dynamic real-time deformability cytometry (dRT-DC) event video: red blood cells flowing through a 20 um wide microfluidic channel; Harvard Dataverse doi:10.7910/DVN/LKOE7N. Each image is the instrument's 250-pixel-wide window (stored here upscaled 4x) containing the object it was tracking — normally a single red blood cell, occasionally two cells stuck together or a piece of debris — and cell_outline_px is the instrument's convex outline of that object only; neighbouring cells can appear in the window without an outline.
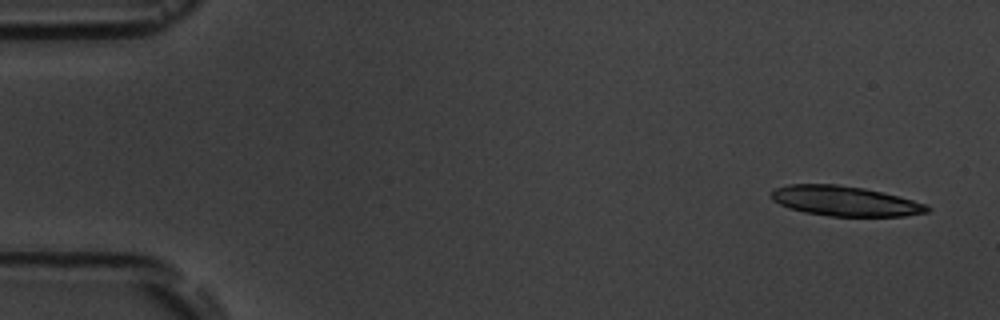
{"species": "common noctule bat (a hibernating species)", "species_latin": "Nyctalus noctula", "temperature_condition": "room temperature", "stored_images_in_passage": 6, "camera_frame_rate_fps": 3000, "um_per_image_px": 0.085, "animal": {"sex": "male", "body_mass_g": 19.5, "forearm_length_mm": 54.6}, "frame": {"image": 1, "passage_image": 1, "time_ms": 0.0, "image_size_px": [1000, 320], "cell_outline_px": [[932, 208], [928, 212], [904, 216], [832, 216], [804, 212], [788, 208], [772, 200], [772, 192], [776, 188], [788, 184], [836, 184], [864, 188], [928, 204]], "centroid_in_image_um": [71.83, 17.09], "position_along_channel_um": 13.2, "area_um2": 27.05}}